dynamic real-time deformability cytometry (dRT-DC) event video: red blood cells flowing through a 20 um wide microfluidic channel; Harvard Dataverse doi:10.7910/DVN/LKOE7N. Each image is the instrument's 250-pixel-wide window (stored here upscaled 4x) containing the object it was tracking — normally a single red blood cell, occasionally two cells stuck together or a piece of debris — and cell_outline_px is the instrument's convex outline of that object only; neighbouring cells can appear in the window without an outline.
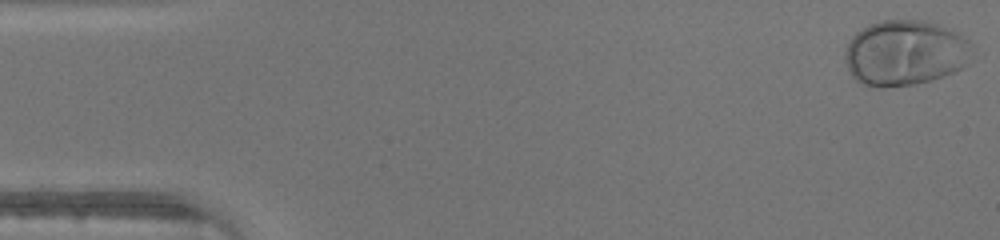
{"species": "human", "species_latin": "Homo sapiens", "temperature_condition": "warm", "stored_images_in_passage": 39, "camera_frame_rate_fps": 3000, "um_per_image_px": 0.085, "donor": {"sex": "male"}, "frame": {"image": 1, "passage_image": 1, "time_ms": 0.0, "image_size_px": [1000, 240], "cell_outline_px": [[972, 44], [968, 64], [944, 76], [912, 84], [880, 88], [876, 88], [864, 84], [856, 80], [848, 72], [844, 56], [844, 52], [852, 36], [856, 32], [868, 24], [880, 20], [924, 20], [936, 24], [956, 32], [968, 40]], "centroid_in_image_um": [76.89, 4.49], "position_along_channel_um": 8.1, "area_um2": 48.55}}
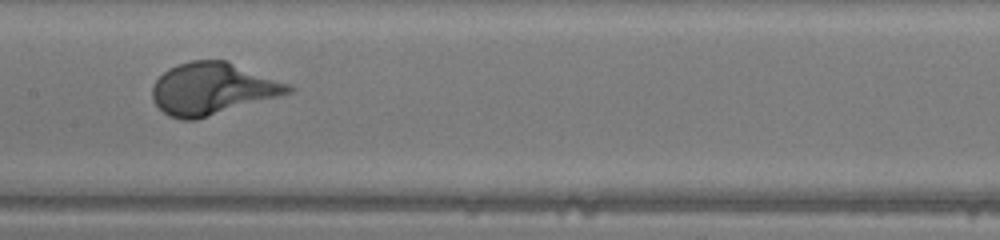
{"frame": {"image": 2, "passage_image": 23, "time_ms": 7.333, "image_size_px": [1000, 240], "cell_outline_px": [[296, 88], [292, 92], [196, 120], [180, 120], [168, 116], [152, 100], [152, 84], [168, 68], [176, 64], [192, 60], [228, 60], [292, 84]], "centroid_in_image_um": [18.07, 7.53], "position_along_channel_um": 189.3, "area_um2": 41.56}}
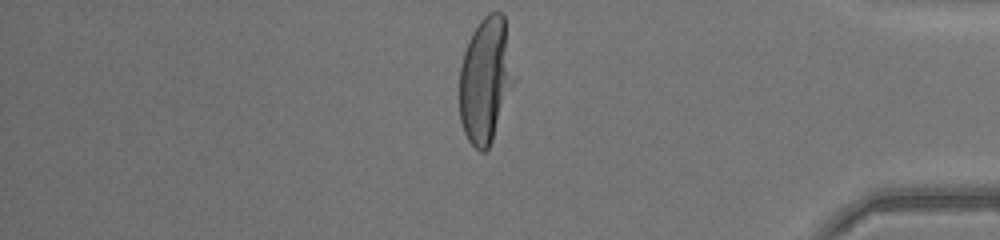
{"frame": {"image": 3, "passage_image": 39, "time_ms": 12.667, "image_size_px": [1000, 240], "cell_outline_px": [[516, 80], [492, 140], [488, 148], [484, 152], [480, 152], [468, 140], [464, 132], [460, 120], [460, 68], [464, 52], [468, 40], [472, 32], [480, 20], [488, 12], [504, 12]], "centroid_in_image_um": [41.29, 6.77], "position_along_channel_um": 393.9, "area_um2": 40.29}}